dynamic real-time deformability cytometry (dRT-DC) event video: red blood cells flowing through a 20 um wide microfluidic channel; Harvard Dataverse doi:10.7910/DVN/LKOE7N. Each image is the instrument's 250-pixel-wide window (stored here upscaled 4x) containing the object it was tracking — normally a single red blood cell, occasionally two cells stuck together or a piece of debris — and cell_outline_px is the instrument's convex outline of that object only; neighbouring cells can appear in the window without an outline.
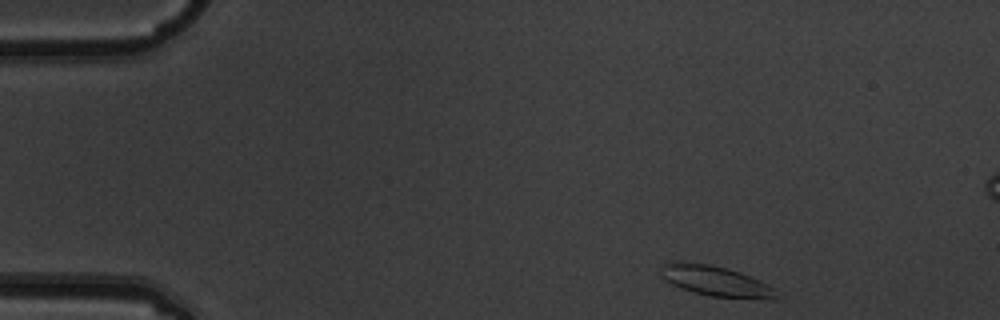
{"species": "common noctule bat (a hibernating species)", "species_latin": "Nyctalus noctula", "temperature_condition": "warm", "stored_images_in_passage": 4, "camera_frame_rate_fps": 3000, "um_per_image_px": 0.085, "animal": {"sex": "male", "body_mass_g": 19.5, "forearm_length_mm": 54.6}, "frame": {"image": 1, "passage_image": 1, "time_ms": 0.0, "image_size_px": [1000, 320], "cell_outline_px": [[776, 296], [772, 300], [712, 296], [680, 288], [664, 280], [660, 268], [664, 264], [676, 260], [680, 260], [708, 264], [728, 268], [740, 272], [768, 284], [772, 288]], "centroid_in_image_um": [60.79, 23.87], "position_along_channel_um": 24.2, "area_um2": 20.35}}